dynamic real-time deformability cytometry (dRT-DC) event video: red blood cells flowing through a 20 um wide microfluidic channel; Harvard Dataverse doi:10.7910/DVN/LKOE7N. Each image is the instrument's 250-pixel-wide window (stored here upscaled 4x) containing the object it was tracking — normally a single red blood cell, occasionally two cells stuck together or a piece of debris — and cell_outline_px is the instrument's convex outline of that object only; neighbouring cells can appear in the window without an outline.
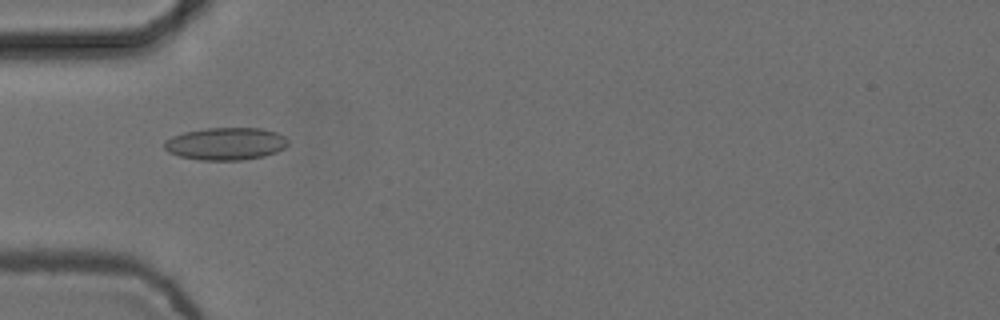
{"species": "common noctule bat (a hibernating species)", "species_latin": "Nyctalus noctula", "temperature_condition": "cold", "stored_images_in_passage": 7, "camera_frame_rate_fps": 3000, "um_per_image_px": 0.085, "animal": {"sex": "female", "body_mass_g": 24.6, "forearm_length_mm": 56.2}, "frame": {"image": 1, "passage_image": 5, "time_ms": 1.333, "image_size_px": [1000, 320], "cell_outline_px": [[288, 144], [284, 148], [276, 152], [264, 156], [240, 160], [200, 160], [180, 156], [168, 152], [164, 148], [164, 140], [172, 136], [184, 132], [208, 128], [264, 128], [276, 132], [284, 136], [288, 140]], "centroid_in_image_um": [19.19, 12.21], "position_along_channel_um": 65.8, "area_um2": 23.47}}
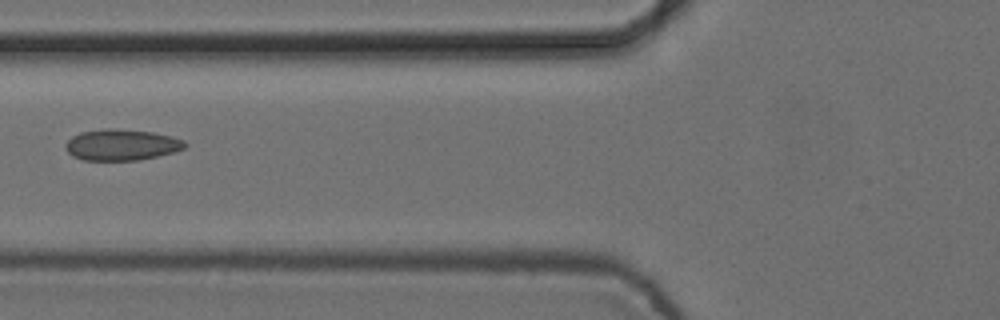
{"frame": {"image": 2, "passage_image": 6, "time_ms": 1.667, "image_size_px": [1000, 320], "cell_outline_px": [[188, 144], [184, 148], [172, 152], [156, 156], [136, 160], [84, 160], [72, 156], [68, 152], [64, 144], [72, 136], [80, 132], [104, 128], [112, 128], [152, 132], [172, 136], [184, 140]], "centroid_in_image_um": [10.31, 12.3], "position_along_channel_um": 115.5, "area_um2": 21.62}}
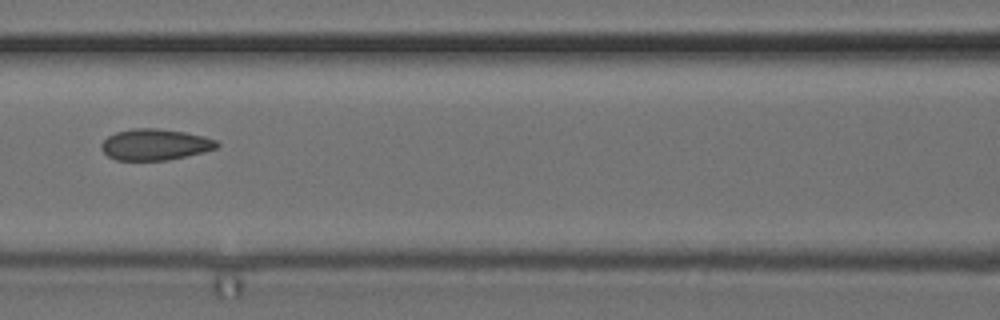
{"frame": {"image": 3, "passage_image": 7, "time_ms": 2.0, "image_size_px": [1000, 320], "cell_outline_px": [[220, 144], [216, 148], [204, 152], [168, 160], [116, 160], [108, 156], [100, 148], [100, 144], [108, 136], [116, 132], [132, 128], [156, 128], [184, 132], [204, 136], [216, 140]], "centroid_in_image_um": [13.17, 12.28], "position_along_channel_um": 153.4, "area_um2": 21.04}}